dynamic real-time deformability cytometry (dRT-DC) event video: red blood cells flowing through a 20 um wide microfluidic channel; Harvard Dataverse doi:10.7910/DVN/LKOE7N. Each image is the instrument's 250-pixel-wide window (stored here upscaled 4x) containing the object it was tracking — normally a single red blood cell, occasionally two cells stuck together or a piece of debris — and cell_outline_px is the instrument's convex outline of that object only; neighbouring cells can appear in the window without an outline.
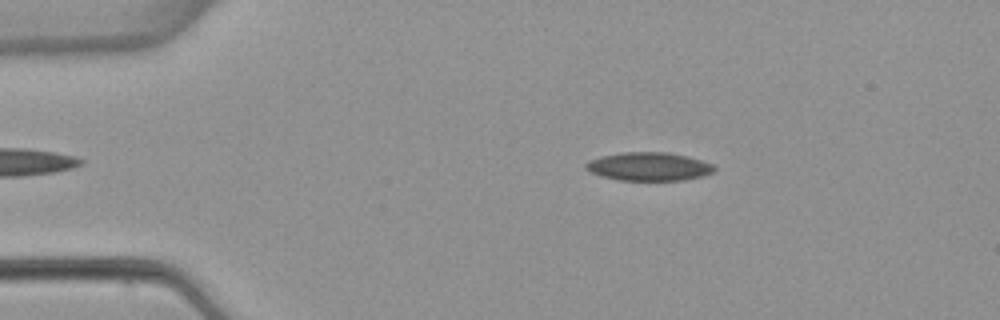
{"species": "common noctule bat (a hibernating species)", "species_latin": "Nyctalus noctula", "temperature_condition": "warm", "stored_images_in_passage": 5, "camera_frame_rate_fps": 3000, "um_per_image_px": 0.085, "animal": {"sex": "female", "body_mass_g": 22.7, "forearm_length_mm": 54.2}, "frame": {"image": 1, "passage_image": 2, "time_ms": 1.333, "image_size_px": [1000, 320], "cell_outline_px": [[716, 168], [712, 172], [704, 176], [684, 180], [620, 180], [588, 172], [584, 168], [584, 164], [588, 160], [600, 156], [620, 152], [668, 152], [688, 156], [712, 164]], "centroid_in_image_um": [55.12, 14.14], "position_along_channel_um": 29.9, "area_um2": 21.39}}
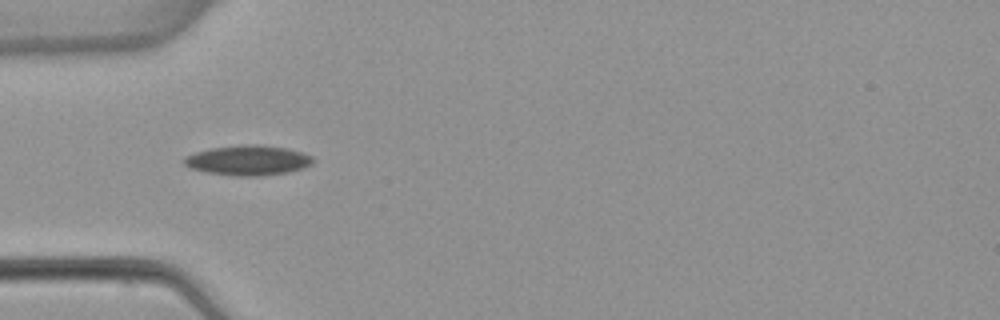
{"frame": {"image": 2, "passage_image": 4, "time_ms": 3.667, "image_size_px": [1000, 320], "cell_outline_px": [[316, 160], [312, 164], [288, 172], [256, 176], [236, 176], [208, 172], [192, 168], [184, 164], [180, 160], [184, 156], [196, 152], [212, 148], [248, 144], [256, 144], [288, 148], [312, 156]], "centroid_in_image_um": [21.07, 13.62], "position_along_channel_um": 63.9, "area_um2": 22.37}}
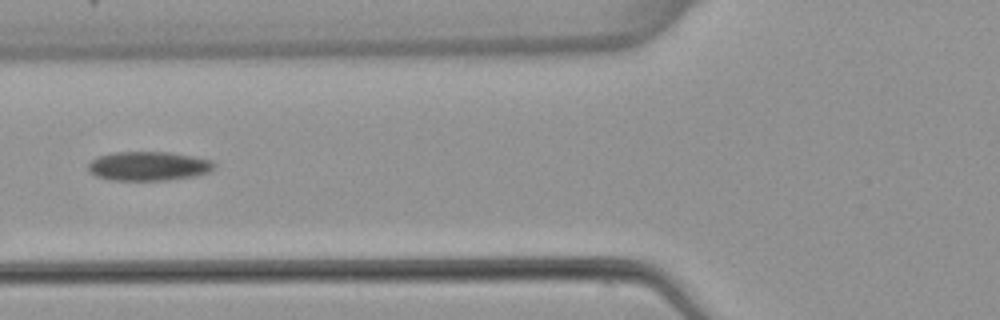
{"frame": {"image": 3, "passage_image": 5, "time_ms": 5.0, "image_size_px": [1000, 320], "cell_outline_px": [[216, 164], [208, 172], [192, 176], [168, 180], [108, 180], [96, 176], [88, 172], [88, 164], [96, 156], [116, 152], [168, 152], [192, 156], [212, 160]], "centroid_in_image_um": [12.57, 14.11], "position_along_channel_um": 113.2, "area_um2": 21.39}}